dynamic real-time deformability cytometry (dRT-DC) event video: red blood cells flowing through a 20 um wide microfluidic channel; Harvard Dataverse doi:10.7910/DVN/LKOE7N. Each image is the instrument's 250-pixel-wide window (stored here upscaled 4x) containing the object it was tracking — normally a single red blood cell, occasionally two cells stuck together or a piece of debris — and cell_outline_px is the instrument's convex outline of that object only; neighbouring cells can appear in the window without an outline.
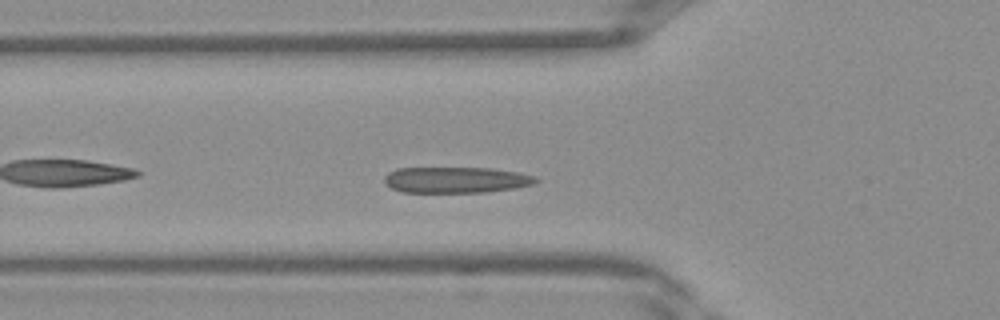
{"species": "Egyptian fruit bat (a non-hibernating species)", "species_latin": "Rousettus aegyptiacus", "temperature_condition": "warm", "stored_images_in_passage": 31, "camera_frame_rate_fps": 3000, "um_per_image_px": 0.085, "frame": {"image": 1, "passage_image": 4, "time_ms": 1.0, "image_size_px": [1000, 320], "cell_outline_px": [[540, 180], [532, 184], [512, 188], [484, 192], [404, 192], [392, 188], [384, 180], [384, 176], [388, 172], [396, 168], [492, 168], [516, 172], [536, 176]], "centroid_in_image_um": [38.75, 15.28], "position_along_channel_um": 87.1, "area_um2": 22.77}}
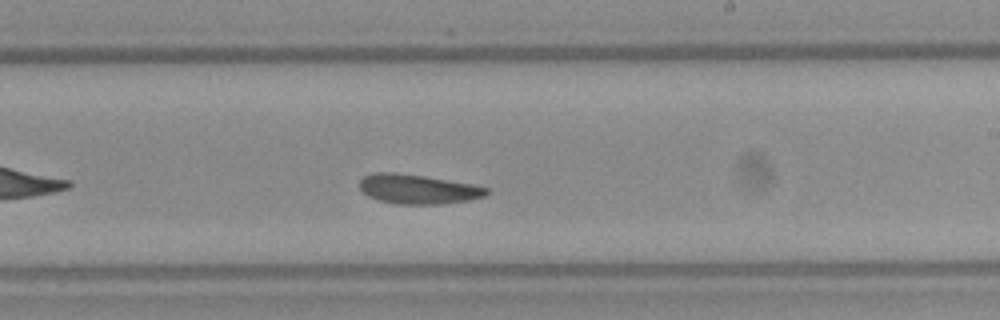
{"frame": {"image": 2, "passage_image": 14, "time_ms": 4.333, "image_size_px": [1000, 320], "cell_outline_px": [[492, 192], [484, 196], [468, 200], [440, 204], [396, 204], [380, 200], [368, 196], [360, 188], [360, 180], [364, 176], [372, 172], [396, 172], [424, 176], [476, 184], [492, 188]], "centroid_in_image_um": [35.59, 16.06], "position_along_channel_um": 253.4, "area_um2": 22.08}}
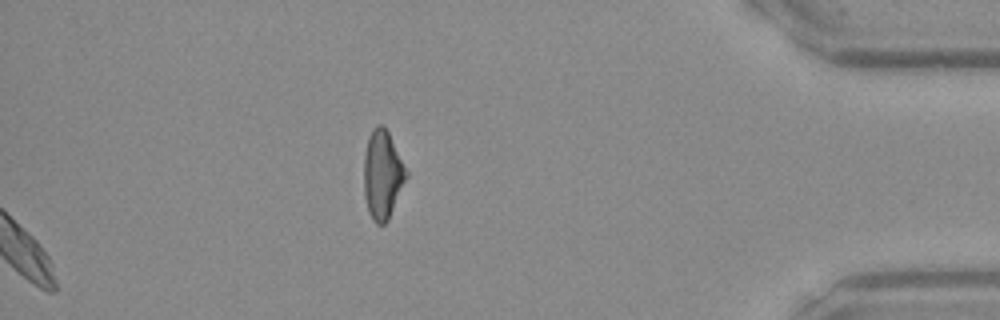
{"frame": {"image": 3, "passage_image": 31, "time_ms": 10.0, "image_size_px": [1000, 320], "cell_outline_px": [[408, 176], [388, 220], [384, 224], [376, 224], [372, 220], [368, 212], [364, 196], [364, 152], [368, 136], [372, 128], [380, 124], [388, 132], [408, 172]], "centroid_in_image_um": [32.5, 14.87], "position_along_channel_um": 402.7, "area_um2": 21.91}}